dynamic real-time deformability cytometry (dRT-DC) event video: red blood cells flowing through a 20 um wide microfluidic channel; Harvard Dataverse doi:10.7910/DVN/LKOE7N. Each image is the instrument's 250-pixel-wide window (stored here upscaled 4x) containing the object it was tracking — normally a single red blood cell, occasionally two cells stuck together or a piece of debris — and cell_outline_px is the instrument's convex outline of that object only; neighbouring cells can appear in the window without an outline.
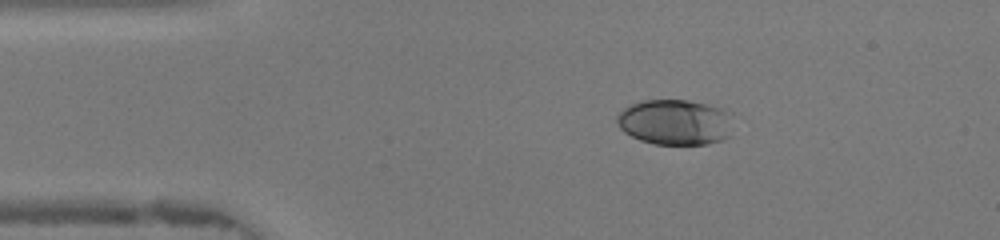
{"species": "human", "species_latin": "Homo sapiens", "temperature_condition": "warm", "stored_images_in_passage": 46, "camera_frame_rate_fps": 3000, "um_per_image_px": 0.085, "donor": {"sex": "female"}, "frame": {"image": 1, "passage_image": 8, "time_ms": 2.333, "image_size_px": [1000, 240], "cell_outline_px": [[732, 112], [728, 136], [724, 140], [708, 144], [652, 144], [640, 140], [624, 132], [620, 128], [616, 120], [616, 116], [624, 108], [640, 100], [688, 100], [728, 108]], "centroid_in_image_um": [57.4, 10.37], "position_along_channel_um": 27.6, "area_um2": 31.21}}
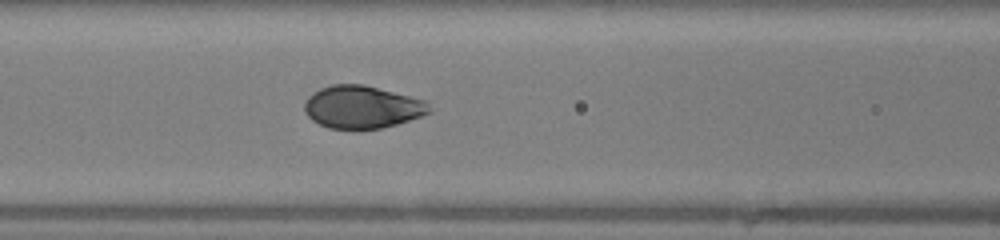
{"frame": {"image": 2, "passage_image": 19, "time_ms": 6.0, "image_size_px": [1000, 240], "cell_outline_px": [[432, 112], [396, 124], [380, 128], [352, 132], [328, 128], [312, 120], [308, 116], [304, 108], [304, 104], [308, 96], [320, 88], [332, 84], [364, 84], [424, 100], [428, 104]], "centroid_in_image_um": [30.74, 9.13], "position_along_channel_um": 135.9, "area_um2": 31.39}}
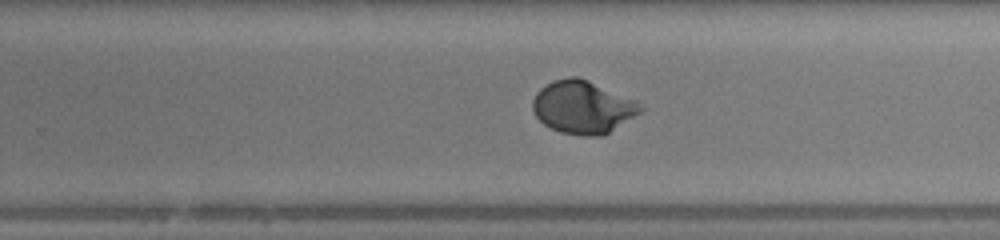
{"frame": {"image": 3, "passage_image": 29, "time_ms": 9.333, "image_size_px": [1000, 240], "cell_outline_px": [[648, 108], [604, 136], [584, 136], [560, 132], [544, 124], [536, 116], [532, 108], [532, 100], [536, 92], [540, 88], [552, 80], [568, 76], [576, 76], [588, 80], [636, 100]], "centroid_in_image_um": [49.56, 9.1], "position_along_channel_um": 280.2, "area_um2": 33.58}, "authors_computed_cell_mechanics": {"area_um2": 31.7611, "velocity_mm_per_s": 4.3483, "shape_relaxation_time_tau1_ms": 3.3292, "shape_relaxation_time_tau2_ms": null, "deformation_change_tau1": 0.1777, "deformation_change_tau2": null}}